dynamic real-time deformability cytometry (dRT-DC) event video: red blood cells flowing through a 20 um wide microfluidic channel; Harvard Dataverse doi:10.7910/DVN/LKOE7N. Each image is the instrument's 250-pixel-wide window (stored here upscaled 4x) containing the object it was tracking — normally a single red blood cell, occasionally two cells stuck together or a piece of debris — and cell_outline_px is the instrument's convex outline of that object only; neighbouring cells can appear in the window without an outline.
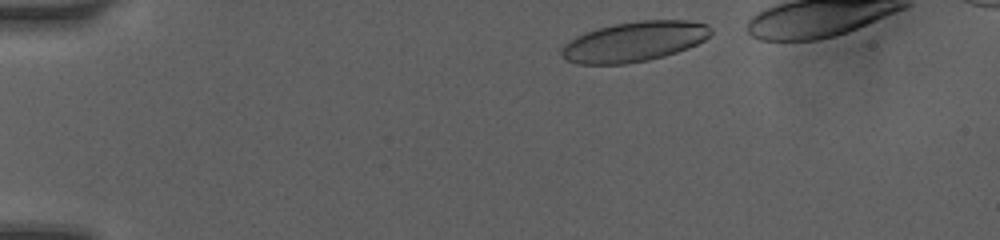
{"species": "human", "species_latin": "Homo sapiens", "temperature_condition": "room temperature", "stored_images_in_passage": 9, "segment_of_instrument_passage": [1, 2], "camera_frame_rate_fps": 3000, "um_per_image_px": 0.085, "donor": {"sex": "female"}, "frame": {"image": 1, "passage_image": 2, "time_ms": 0.333, "image_size_px": [1000, 240], "cell_outline_px": [[712, 32], [704, 40], [688, 48], [664, 56], [648, 60], [624, 64], [576, 64], [560, 56], [560, 52], [564, 44], [576, 36], [584, 32], [596, 28], [616, 24], [640, 20], [688, 20], [708, 24], [712, 28]], "centroid_in_image_um": [53.9, 3.53], "position_along_channel_um": 31.1, "area_um2": 34.91}}
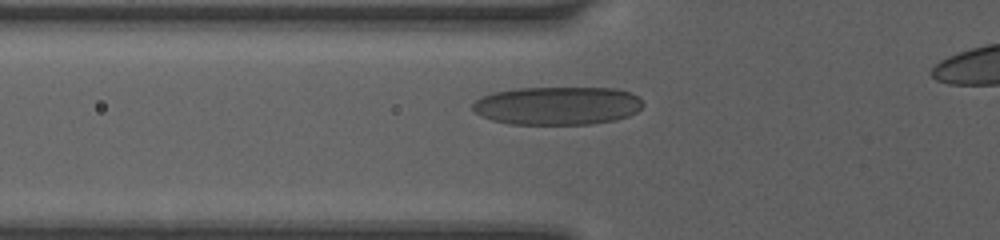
{"frame": {"image": 2, "passage_image": 8, "time_ms": 3.333, "image_size_px": [1000, 240], "cell_outline_px": [[644, 104], [636, 112], [628, 116], [616, 120], [588, 124], [508, 124], [492, 120], [480, 116], [472, 108], [472, 104], [476, 100], [492, 92], [516, 88], [616, 88], [628, 92], [636, 96]], "centroid_in_image_um": [47.35, 8.98], "position_along_channel_um": 78.4, "area_um2": 37.97}}